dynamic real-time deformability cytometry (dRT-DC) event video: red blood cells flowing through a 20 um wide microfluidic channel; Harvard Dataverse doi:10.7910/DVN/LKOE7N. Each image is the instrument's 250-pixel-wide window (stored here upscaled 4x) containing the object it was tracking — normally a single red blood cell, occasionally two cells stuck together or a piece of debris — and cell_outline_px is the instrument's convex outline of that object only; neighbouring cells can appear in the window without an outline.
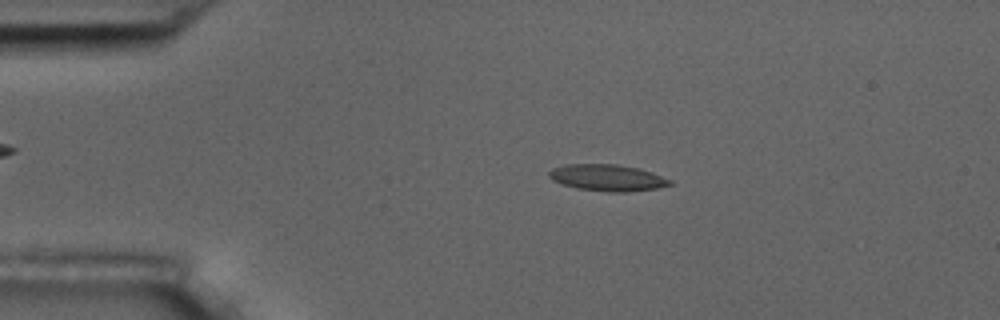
{"species": "common noctule bat (a hibernating species)", "species_latin": "Nyctalus noctula", "temperature_condition": "room temperature", "stored_images_in_passage": 4, "camera_frame_rate_fps": 3000, "um_per_image_px": 0.085, "animal": {"sex": "male", "body_mass_g": 17.5, "forearm_length_mm": 52.3}, "frame": {"image": 1, "passage_image": 3, "time_ms": 2.333, "image_size_px": [1000, 320], "cell_outline_px": [[672, 184], [656, 188], [628, 192], [608, 192], [576, 188], [560, 184], [552, 180], [548, 176], [548, 172], [552, 168], [564, 164], [616, 164], [636, 168], [652, 172], [672, 180]], "centroid_in_image_um": [51.58, 15.11], "position_along_channel_um": 33.4, "area_um2": 18.79}}